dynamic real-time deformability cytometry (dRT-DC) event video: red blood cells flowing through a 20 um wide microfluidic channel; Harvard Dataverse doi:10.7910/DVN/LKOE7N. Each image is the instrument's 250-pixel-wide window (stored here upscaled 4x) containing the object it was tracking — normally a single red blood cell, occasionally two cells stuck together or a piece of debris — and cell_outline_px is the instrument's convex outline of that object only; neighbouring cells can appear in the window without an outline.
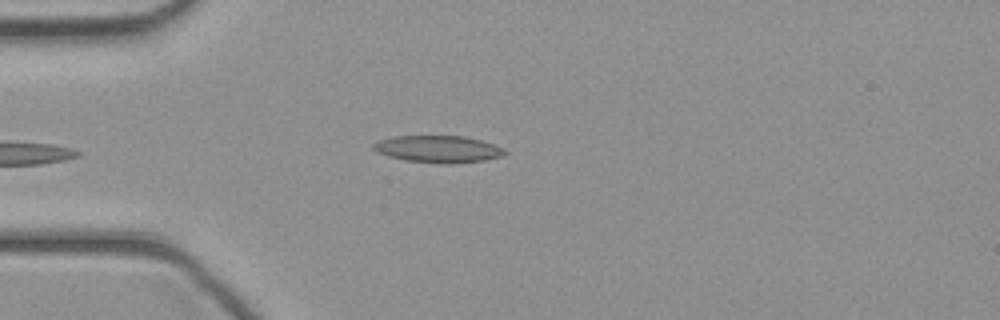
{"species": "common noctule bat (a hibernating species)", "species_latin": "Nyctalus noctula", "temperature_condition": "cold", "stored_images_in_passage": 37, "camera_frame_rate_fps": 3000, "um_per_image_px": 0.085, "animal": {"sex": "female", "body_mass_g": 21.9}, "frame": {"image": 1, "passage_image": 5, "time_ms": 1.333, "image_size_px": [1000, 320], "cell_outline_px": [[508, 152], [504, 156], [484, 160], [448, 164], [440, 164], [404, 160], [388, 156], [376, 152], [372, 148], [372, 144], [380, 140], [392, 136], [464, 136], [480, 140], [504, 148]], "centroid_in_image_um": [37.24, 12.68], "position_along_channel_um": 47.8, "area_um2": 20.81}}
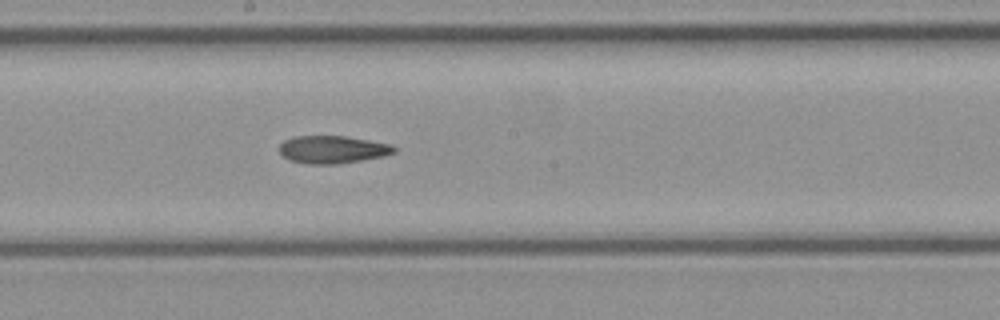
{"frame": {"image": 2, "passage_image": 17, "time_ms": 5.333, "image_size_px": [1000, 320], "cell_outline_px": [[396, 152], [384, 156], [340, 164], [308, 164], [288, 160], [280, 152], [280, 144], [284, 140], [296, 136], [344, 136], [392, 144], [396, 148]], "centroid_in_image_um": [28.28, 12.71], "position_along_channel_um": 219.9, "area_um2": 18.55}}
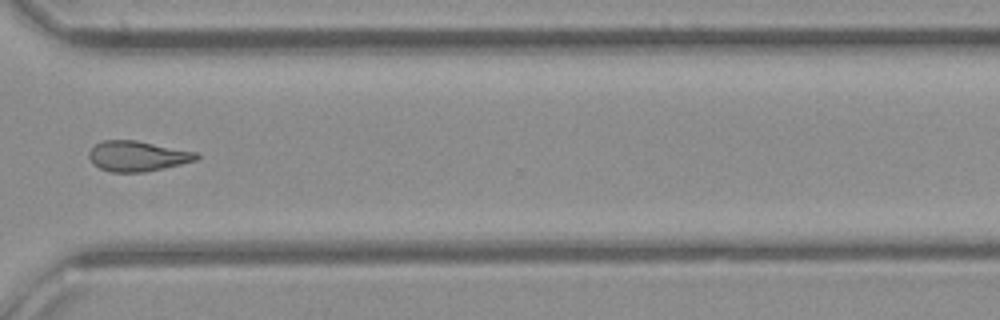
{"frame": {"image": 3, "passage_image": 26, "time_ms": 8.333, "image_size_px": [1000, 320], "cell_outline_px": [[200, 156], [196, 160], [164, 168], [144, 172], [112, 172], [100, 168], [92, 164], [88, 156], [88, 152], [96, 144], [104, 140], [136, 140], [196, 152]], "centroid_in_image_um": [11.65, 13.27], "position_along_channel_um": 358.9, "area_um2": 18.9}}